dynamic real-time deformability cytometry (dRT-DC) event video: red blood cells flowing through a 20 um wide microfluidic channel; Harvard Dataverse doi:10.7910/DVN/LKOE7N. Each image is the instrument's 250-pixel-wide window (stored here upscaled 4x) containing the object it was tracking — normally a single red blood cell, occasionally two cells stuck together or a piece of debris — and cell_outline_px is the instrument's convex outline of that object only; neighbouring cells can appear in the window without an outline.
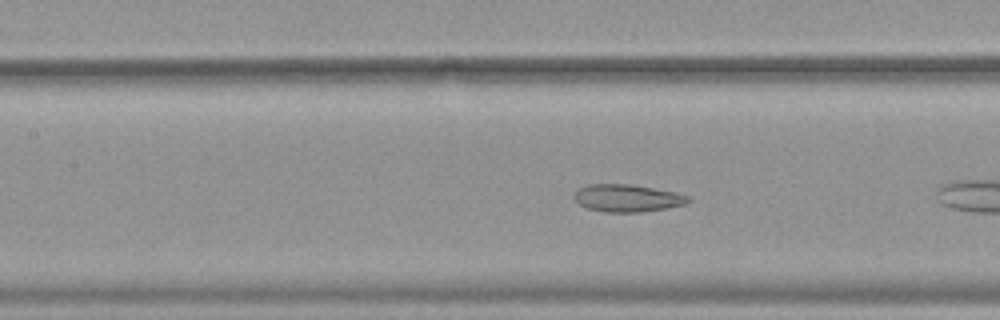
{"species": "common noctule bat (a hibernating species)", "species_latin": "Nyctalus noctula", "temperature_condition": "warm", "stored_images_in_passage": 13, "camera_frame_rate_fps": 3000, "um_per_image_px": 0.085, "animal": {"sex": "female", "body_mass_g": 19.9}, "frame": {"image": 1, "passage_image": 8, "time_ms": 2.333, "image_size_px": [1000, 320], "cell_outline_px": [[692, 200], [684, 204], [668, 208], [640, 212], [604, 212], [584, 208], [572, 196], [576, 188], [588, 184], [632, 184], [676, 192], [692, 196]], "centroid_in_image_um": [53.31, 16.83], "position_along_channel_um": 154.1, "area_um2": 18.61}}